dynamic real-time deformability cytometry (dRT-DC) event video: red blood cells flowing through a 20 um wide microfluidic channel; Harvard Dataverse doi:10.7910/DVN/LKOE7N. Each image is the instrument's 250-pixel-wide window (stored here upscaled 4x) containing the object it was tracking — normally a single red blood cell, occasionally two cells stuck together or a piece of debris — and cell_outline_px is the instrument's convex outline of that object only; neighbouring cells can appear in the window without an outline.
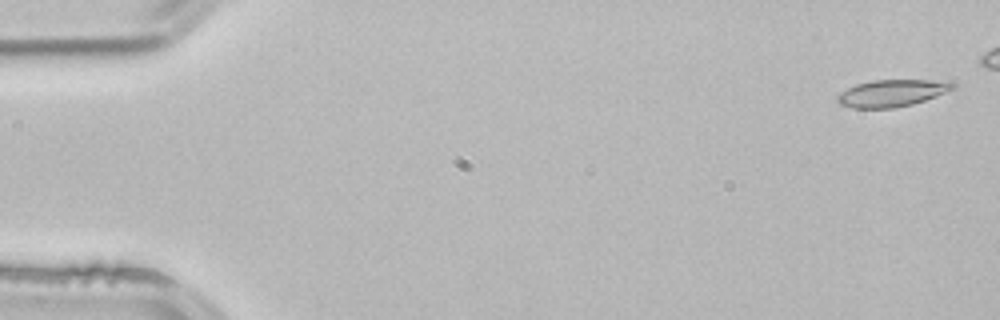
{"species": "common noctule bat (a hibernating species)", "species_latin": "Nyctalus noctula", "temperature_condition": "room temperature", "stored_images_in_passage": 46, "camera_frame_rate_fps": 3000, "um_per_image_px": 0.085, "animal": {"sex": "male", "body_mass_g": 21.5, "forearm_length_mm": 52.0}, "frame": {"image": 1, "passage_image": 2, "time_ms": 0.333, "image_size_px": [1000, 320], "cell_outline_px": [[952, 88], [936, 96], [912, 104], [892, 108], [852, 108], [840, 104], [836, 100], [836, 96], [840, 92], [856, 84], [872, 80], [928, 80], [952, 84]], "centroid_in_image_um": [75.67, 7.93], "position_along_channel_um": 9.3, "area_um2": 17.69}}
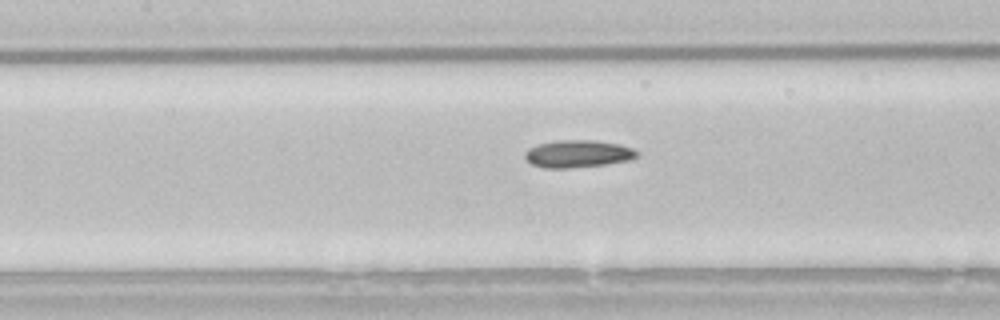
{"frame": {"image": 2, "passage_image": 24, "time_ms": 7.667, "image_size_px": [1000, 320], "cell_outline_px": [[636, 156], [628, 160], [604, 164], [568, 168], [544, 168], [532, 164], [524, 156], [524, 152], [528, 148], [540, 144], [556, 140], [596, 140], [620, 144], [632, 148], [636, 152]], "centroid_in_image_um": [49.08, 13.06], "position_along_channel_um": 158.3, "area_um2": 17.69}}
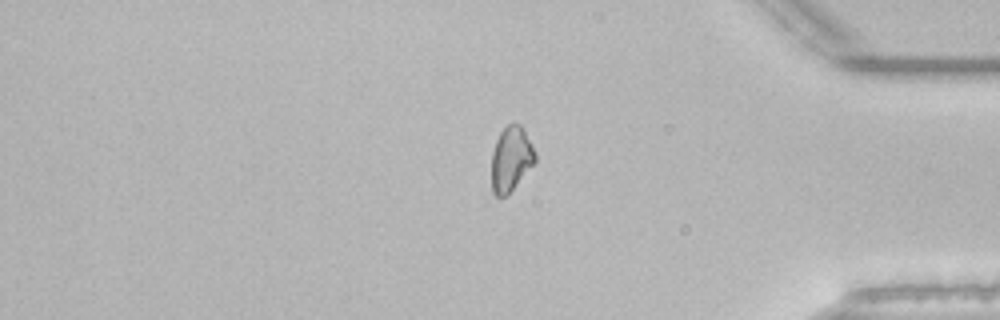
{"frame": {"image": 3, "passage_image": 44, "time_ms": 14.333, "image_size_px": [1000, 320], "cell_outline_px": [[536, 160], [512, 188], [504, 196], [496, 196], [492, 192], [492, 152], [496, 140], [500, 132], [508, 124], [520, 124], [524, 128], [536, 156]], "centroid_in_image_um": [43.41, 13.47], "position_along_channel_um": 391.8, "area_um2": 15.95}}